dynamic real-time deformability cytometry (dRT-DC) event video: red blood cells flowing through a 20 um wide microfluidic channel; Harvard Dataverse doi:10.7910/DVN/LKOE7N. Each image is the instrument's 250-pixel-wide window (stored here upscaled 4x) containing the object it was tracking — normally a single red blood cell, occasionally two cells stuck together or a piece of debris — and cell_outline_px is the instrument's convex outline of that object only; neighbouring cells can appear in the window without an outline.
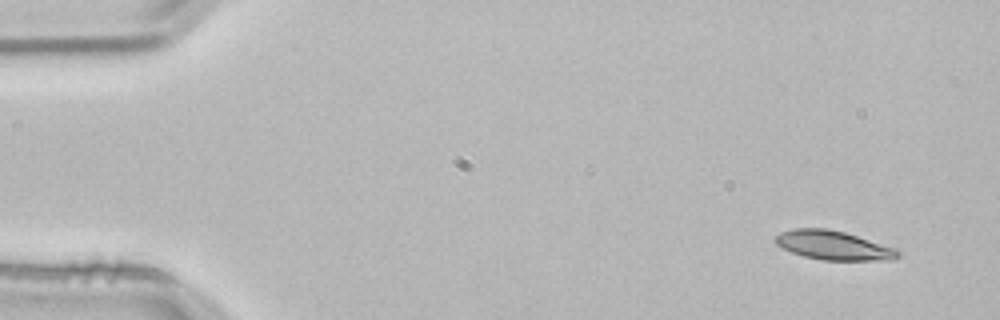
{"species": "common noctule bat (a hibernating species)", "species_latin": "Nyctalus noctula", "temperature_condition": "room temperature", "stored_images_in_passage": 3, "camera_frame_rate_fps": 3000, "um_per_image_px": 0.085, "animal": {"sex": "male", "body_mass_g": 21.5, "forearm_length_mm": 52.0}, "frame": {"image": 1, "passage_image": 1, "time_ms": 0.0, "image_size_px": [1000, 320], "cell_outline_px": [[900, 256], [888, 260], [824, 260], [804, 256], [792, 252], [776, 244], [776, 236], [780, 232], [792, 228], [828, 228], [844, 232], [896, 248], [900, 252]], "centroid_in_image_um": [70.84, 20.84], "position_along_channel_um": 14.2, "area_um2": 20.58}}
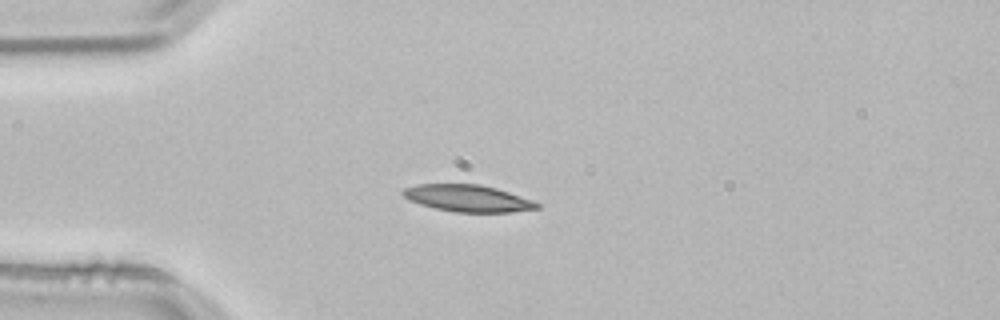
{"frame": {"image": 2, "passage_image": 3, "time_ms": 0.667, "image_size_px": [1000, 320], "cell_outline_px": [[540, 208], [512, 212], [456, 212], [436, 208], [420, 204], [408, 200], [400, 192], [404, 188], [416, 184], [480, 184], [496, 188], [532, 200], [540, 204]], "centroid_in_image_um": [39.74, 16.85], "position_along_channel_um": 45.3, "area_um2": 20.92}}